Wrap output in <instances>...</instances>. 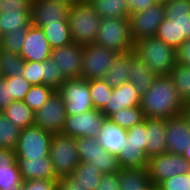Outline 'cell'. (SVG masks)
<instances>
[{
	"instance_id": "cell-36",
	"label": "cell",
	"mask_w": 190,
	"mask_h": 190,
	"mask_svg": "<svg viewBox=\"0 0 190 190\" xmlns=\"http://www.w3.org/2000/svg\"><path fill=\"white\" fill-rule=\"evenodd\" d=\"M20 131V128L16 127L2 112H0V149L15 150Z\"/></svg>"
},
{
	"instance_id": "cell-13",
	"label": "cell",
	"mask_w": 190,
	"mask_h": 190,
	"mask_svg": "<svg viewBox=\"0 0 190 190\" xmlns=\"http://www.w3.org/2000/svg\"><path fill=\"white\" fill-rule=\"evenodd\" d=\"M106 116L101 110L92 109L80 115L66 117L62 134L73 137H97Z\"/></svg>"
},
{
	"instance_id": "cell-28",
	"label": "cell",
	"mask_w": 190,
	"mask_h": 190,
	"mask_svg": "<svg viewBox=\"0 0 190 190\" xmlns=\"http://www.w3.org/2000/svg\"><path fill=\"white\" fill-rule=\"evenodd\" d=\"M2 113L21 130L34 125V112L23 101H13Z\"/></svg>"
},
{
	"instance_id": "cell-16",
	"label": "cell",
	"mask_w": 190,
	"mask_h": 190,
	"mask_svg": "<svg viewBox=\"0 0 190 190\" xmlns=\"http://www.w3.org/2000/svg\"><path fill=\"white\" fill-rule=\"evenodd\" d=\"M83 45L71 42L51 50V58L67 79L81 77Z\"/></svg>"
},
{
	"instance_id": "cell-49",
	"label": "cell",
	"mask_w": 190,
	"mask_h": 190,
	"mask_svg": "<svg viewBox=\"0 0 190 190\" xmlns=\"http://www.w3.org/2000/svg\"><path fill=\"white\" fill-rule=\"evenodd\" d=\"M96 190H120L118 172L102 174Z\"/></svg>"
},
{
	"instance_id": "cell-24",
	"label": "cell",
	"mask_w": 190,
	"mask_h": 190,
	"mask_svg": "<svg viewBox=\"0 0 190 190\" xmlns=\"http://www.w3.org/2000/svg\"><path fill=\"white\" fill-rule=\"evenodd\" d=\"M128 82L139 94H144L153 84L156 74L135 54L129 61Z\"/></svg>"
},
{
	"instance_id": "cell-56",
	"label": "cell",
	"mask_w": 190,
	"mask_h": 190,
	"mask_svg": "<svg viewBox=\"0 0 190 190\" xmlns=\"http://www.w3.org/2000/svg\"><path fill=\"white\" fill-rule=\"evenodd\" d=\"M62 1H65L71 5L80 2V0H62Z\"/></svg>"
},
{
	"instance_id": "cell-43",
	"label": "cell",
	"mask_w": 190,
	"mask_h": 190,
	"mask_svg": "<svg viewBox=\"0 0 190 190\" xmlns=\"http://www.w3.org/2000/svg\"><path fill=\"white\" fill-rule=\"evenodd\" d=\"M22 76L31 85L44 84V61H25Z\"/></svg>"
},
{
	"instance_id": "cell-45",
	"label": "cell",
	"mask_w": 190,
	"mask_h": 190,
	"mask_svg": "<svg viewBox=\"0 0 190 190\" xmlns=\"http://www.w3.org/2000/svg\"><path fill=\"white\" fill-rule=\"evenodd\" d=\"M158 188L159 190H190V177L188 174H178L161 182Z\"/></svg>"
},
{
	"instance_id": "cell-3",
	"label": "cell",
	"mask_w": 190,
	"mask_h": 190,
	"mask_svg": "<svg viewBox=\"0 0 190 190\" xmlns=\"http://www.w3.org/2000/svg\"><path fill=\"white\" fill-rule=\"evenodd\" d=\"M67 19L72 42L83 46L95 43L101 18L90 2L72 4Z\"/></svg>"
},
{
	"instance_id": "cell-53",
	"label": "cell",
	"mask_w": 190,
	"mask_h": 190,
	"mask_svg": "<svg viewBox=\"0 0 190 190\" xmlns=\"http://www.w3.org/2000/svg\"><path fill=\"white\" fill-rule=\"evenodd\" d=\"M182 156L190 163V145L185 149Z\"/></svg>"
},
{
	"instance_id": "cell-52",
	"label": "cell",
	"mask_w": 190,
	"mask_h": 190,
	"mask_svg": "<svg viewBox=\"0 0 190 190\" xmlns=\"http://www.w3.org/2000/svg\"><path fill=\"white\" fill-rule=\"evenodd\" d=\"M178 62L190 67V39L186 40L182 46L177 50Z\"/></svg>"
},
{
	"instance_id": "cell-27",
	"label": "cell",
	"mask_w": 190,
	"mask_h": 190,
	"mask_svg": "<svg viewBox=\"0 0 190 190\" xmlns=\"http://www.w3.org/2000/svg\"><path fill=\"white\" fill-rule=\"evenodd\" d=\"M90 4L100 18L129 19L130 11L126 0H91Z\"/></svg>"
},
{
	"instance_id": "cell-44",
	"label": "cell",
	"mask_w": 190,
	"mask_h": 190,
	"mask_svg": "<svg viewBox=\"0 0 190 190\" xmlns=\"http://www.w3.org/2000/svg\"><path fill=\"white\" fill-rule=\"evenodd\" d=\"M8 84L14 101H23L32 86L22 75L8 77Z\"/></svg>"
},
{
	"instance_id": "cell-50",
	"label": "cell",
	"mask_w": 190,
	"mask_h": 190,
	"mask_svg": "<svg viewBox=\"0 0 190 190\" xmlns=\"http://www.w3.org/2000/svg\"><path fill=\"white\" fill-rule=\"evenodd\" d=\"M57 190H87L72 174L58 179Z\"/></svg>"
},
{
	"instance_id": "cell-57",
	"label": "cell",
	"mask_w": 190,
	"mask_h": 190,
	"mask_svg": "<svg viewBox=\"0 0 190 190\" xmlns=\"http://www.w3.org/2000/svg\"><path fill=\"white\" fill-rule=\"evenodd\" d=\"M156 3H162L165 4L167 3L169 0H154Z\"/></svg>"
},
{
	"instance_id": "cell-4",
	"label": "cell",
	"mask_w": 190,
	"mask_h": 190,
	"mask_svg": "<svg viewBox=\"0 0 190 190\" xmlns=\"http://www.w3.org/2000/svg\"><path fill=\"white\" fill-rule=\"evenodd\" d=\"M95 43L118 54L134 51L135 42L128 19L101 18Z\"/></svg>"
},
{
	"instance_id": "cell-11",
	"label": "cell",
	"mask_w": 190,
	"mask_h": 190,
	"mask_svg": "<svg viewBox=\"0 0 190 190\" xmlns=\"http://www.w3.org/2000/svg\"><path fill=\"white\" fill-rule=\"evenodd\" d=\"M66 117L64 100L55 90L48 101L34 112V125L52 134H58L64 130Z\"/></svg>"
},
{
	"instance_id": "cell-38",
	"label": "cell",
	"mask_w": 190,
	"mask_h": 190,
	"mask_svg": "<svg viewBox=\"0 0 190 190\" xmlns=\"http://www.w3.org/2000/svg\"><path fill=\"white\" fill-rule=\"evenodd\" d=\"M75 140L80 162L88 163L91 158L104 151L97 137H79Z\"/></svg>"
},
{
	"instance_id": "cell-25",
	"label": "cell",
	"mask_w": 190,
	"mask_h": 190,
	"mask_svg": "<svg viewBox=\"0 0 190 190\" xmlns=\"http://www.w3.org/2000/svg\"><path fill=\"white\" fill-rule=\"evenodd\" d=\"M134 55V51L118 54L102 79L112 88L119 87L123 83L128 82L129 61Z\"/></svg>"
},
{
	"instance_id": "cell-9",
	"label": "cell",
	"mask_w": 190,
	"mask_h": 190,
	"mask_svg": "<svg viewBox=\"0 0 190 190\" xmlns=\"http://www.w3.org/2000/svg\"><path fill=\"white\" fill-rule=\"evenodd\" d=\"M53 134L32 125L20 131L15 148L16 158H35L49 156Z\"/></svg>"
},
{
	"instance_id": "cell-10",
	"label": "cell",
	"mask_w": 190,
	"mask_h": 190,
	"mask_svg": "<svg viewBox=\"0 0 190 190\" xmlns=\"http://www.w3.org/2000/svg\"><path fill=\"white\" fill-rule=\"evenodd\" d=\"M147 170L150 182L158 186L173 176L188 174L190 163L182 154L163 153L149 158Z\"/></svg>"
},
{
	"instance_id": "cell-19",
	"label": "cell",
	"mask_w": 190,
	"mask_h": 190,
	"mask_svg": "<svg viewBox=\"0 0 190 190\" xmlns=\"http://www.w3.org/2000/svg\"><path fill=\"white\" fill-rule=\"evenodd\" d=\"M22 183L15 150L0 149V190H19Z\"/></svg>"
},
{
	"instance_id": "cell-17",
	"label": "cell",
	"mask_w": 190,
	"mask_h": 190,
	"mask_svg": "<svg viewBox=\"0 0 190 190\" xmlns=\"http://www.w3.org/2000/svg\"><path fill=\"white\" fill-rule=\"evenodd\" d=\"M51 50L42 28L33 25L27 28V35L20 52L24 61L43 62L51 57Z\"/></svg>"
},
{
	"instance_id": "cell-20",
	"label": "cell",
	"mask_w": 190,
	"mask_h": 190,
	"mask_svg": "<svg viewBox=\"0 0 190 190\" xmlns=\"http://www.w3.org/2000/svg\"><path fill=\"white\" fill-rule=\"evenodd\" d=\"M140 102L141 94L131 82H125L119 87L113 88L109 103L101 111L108 118L111 114L124 108L140 107Z\"/></svg>"
},
{
	"instance_id": "cell-40",
	"label": "cell",
	"mask_w": 190,
	"mask_h": 190,
	"mask_svg": "<svg viewBox=\"0 0 190 190\" xmlns=\"http://www.w3.org/2000/svg\"><path fill=\"white\" fill-rule=\"evenodd\" d=\"M88 163L93 167L96 166L102 174L115 173L120 170L117 155L106 150L91 158Z\"/></svg>"
},
{
	"instance_id": "cell-5",
	"label": "cell",
	"mask_w": 190,
	"mask_h": 190,
	"mask_svg": "<svg viewBox=\"0 0 190 190\" xmlns=\"http://www.w3.org/2000/svg\"><path fill=\"white\" fill-rule=\"evenodd\" d=\"M49 157L58 179L71 175L80 163L75 138L62 133L53 134Z\"/></svg>"
},
{
	"instance_id": "cell-7",
	"label": "cell",
	"mask_w": 190,
	"mask_h": 190,
	"mask_svg": "<svg viewBox=\"0 0 190 190\" xmlns=\"http://www.w3.org/2000/svg\"><path fill=\"white\" fill-rule=\"evenodd\" d=\"M57 91L64 100L67 116L80 115L94 109L89 80L85 78L66 79Z\"/></svg>"
},
{
	"instance_id": "cell-46",
	"label": "cell",
	"mask_w": 190,
	"mask_h": 190,
	"mask_svg": "<svg viewBox=\"0 0 190 190\" xmlns=\"http://www.w3.org/2000/svg\"><path fill=\"white\" fill-rule=\"evenodd\" d=\"M32 0H0V13L31 11Z\"/></svg>"
},
{
	"instance_id": "cell-32",
	"label": "cell",
	"mask_w": 190,
	"mask_h": 190,
	"mask_svg": "<svg viewBox=\"0 0 190 190\" xmlns=\"http://www.w3.org/2000/svg\"><path fill=\"white\" fill-rule=\"evenodd\" d=\"M24 59L20 53L0 49V67L2 77L22 75Z\"/></svg>"
},
{
	"instance_id": "cell-42",
	"label": "cell",
	"mask_w": 190,
	"mask_h": 190,
	"mask_svg": "<svg viewBox=\"0 0 190 190\" xmlns=\"http://www.w3.org/2000/svg\"><path fill=\"white\" fill-rule=\"evenodd\" d=\"M27 35V29L8 32L0 36V49L20 53Z\"/></svg>"
},
{
	"instance_id": "cell-51",
	"label": "cell",
	"mask_w": 190,
	"mask_h": 190,
	"mask_svg": "<svg viewBox=\"0 0 190 190\" xmlns=\"http://www.w3.org/2000/svg\"><path fill=\"white\" fill-rule=\"evenodd\" d=\"M155 3L156 2L154 0H126L130 14L144 11Z\"/></svg>"
},
{
	"instance_id": "cell-6",
	"label": "cell",
	"mask_w": 190,
	"mask_h": 190,
	"mask_svg": "<svg viewBox=\"0 0 190 190\" xmlns=\"http://www.w3.org/2000/svg\"><path fill=\"white\" fill-rule=\"evenodd\" d=\"M127 142L118 154L120 168H147L146 155V118L140 124L127 130Z\"/></svg>"
},
{
	"instance_id": "cell-31",
	"label": "cell",
	"mask_w": 190,
	"mask_h": 190,
	"mask_svg": "<svg viewBox=\"0 0 190 190\" xmlns=\"http://www.w3.org/2000/svg\"><path fill=\"white\" fill-rule=\"evenodd\" d=\"M172 83L177 88L178 93L184 102H190V67L177 62L169 73Z\"/></svg>"
},
{
	"instance_id": "cell-54",
	"label": "cell",
	"mask_w": 190,
	"mask_h": 190,
	"mask_svg": "<svg viewBox=\"0 0 190 190\" xmlns=\"http://www.w3.org/2000/svg\"><path fill=\"white\" fill-rule=\"evenodd\" d=\"M184 114L187 116V118L190 121V102L185 104Z\"/></svg>"
},
{
	"instance_id": "cell-18",
	"label": "cell",
	"mask_w": 190,
	"mask_h": 190,
	"mask_svg": "<svg viewBox=\"0 0 190 190\" xmlns=\"http://www.w3.org/2000/svg\"><path fill=\"white\" fill-rule=\"evenodd\" d=\"M17 164L23 181L25 180H58L53 171L51 158H17Z\"/></svg>"
},
{
	"instance_id": "cell-55",
	"label": "cell",
	"mask_w": 190,
	"mask_h": 190,
	"mask_svg": "<svg viewBox=\"0 0 190 190\" xmlns=\"http://www.w3.org/2000/svg\"><path fill=\"white\" fill-rule=\"evenodd\" d=\"M141 190H159V188L157 185L150 183L146 188H143Z\"/></svg>"
},
{
	"instance_id": "cell-22",
	"label": "cell",
	"mask_w": 190,
	"mask_h": 190,
	"mask_svg": "<svg viewBox=\"0 0 190 190\" xmlns=\"http://www.w3.org/2000/svg\"><path fill=\"white\" fill-rule=\"evenodd\" d=\"M166 119L146 118V155L167 153Z\"/></svg>"
},
{
	"instance_id": "cell-35",
	"label": "cell",
	"mask_w": 190,
	"mask_h": 190,
	"mask_svg": "<svg viewBox=\"0 0 190 190\" xmlns=\"http://www.w3.org/2000/svg\"><path fill=\"white\" fill-rule=\"evenodd\" d=\"M108 119L123 129L128 130L130 127L144 121L145 117L140 107H129L111 114Z\"/></svg>"
},
{
	"instance_id": "cell-29",
	"label": "cell",
	"mask_w": 190,
	"mask_h": 190,
	"mask_svg": "<svg viewBox=\"0 0 190 190\" xmlns=\"http://www.w3.org/2000/svg\"><path fill=\"white\" fill-rule=\"evenodd\" d=\"M32 25L31 11L0 13V36Z\"/></svg>"
},
{
	"instance_id": "cell-47",
	"label": "cell",
	"mask_w": 190,
	"mask_h": 190,
	"mask_svg": "<svg viewBox=\"0 0 190 190\" xmlns=\"http://www.w3.org/2000/svg\"><path fill=\"white\" fill-rule=\"evenodd\" d=\"M58 180H25L20 190H57Z\"/></svg>"
},
{
	"instance_id": "cell-30",
	"label": "cell",
	"mask_w": 190,
	"mask_h": 190,
	"mask_svg": "<svg viewBox=\"0 0 190 190\" xmlns=\"http://www.w3.org/2000/svg\"><path fill=\"white\" fill-rule=\"evenodd\" d=\"M51 49L59 48L72 42L71 30L68 22L49 24L41 27Z\"/></svg>"
},
{
	"instance_id": "cell-37",
	"label": "cell",
	"mask_w": 190,
	"mask_h": 190,
	"mask_svg": "<svg viewBox=\"0 0 190 190\" xmlns=\"http://www.w3.org/2000/svg\"><path fill=\"white\" fill-rule=\"evenodd\" d=\"M55 90L44 84L32 85L23 102L33 111L40 109Z\"/></svg>"
},
{
	"instance_id": "cell-33",
	"label": "cell",
	"mask_w": 190,
	"mask_h": 190,
	"mask_svg": "<svg viewBox=\"0 0 190 190\" xmlns=\"http://www.w3.org/2000/svg\"><path fill=\"white\" fill-rule=\"evenodd\" d=\"M72 175L87 190H96L102 173L89 163L80 162Z\"/></svg>"
},
{
	"instance_id": "cell-2",
	"label": "cell",
	"mask_w": 190,
	"mask_h": 190,
	"mask_svg": "<svg viewBox=\"0 0 190 190\" xmlns=\"http://www.w3.org/2000/svg\"><path fill=\"white\" fill-rule=\"evenodd\" d=\"M134 52L156 75H169L178 62L177 50L155 36L135 42Z\"/></svg>"
},
{
	"instance_id": "cell-15",
	"label": "cell",
	"mask_w": 190,
	"mask_h": 190,
	"mask_svg": "<svg viewBox=\"0 0 190 190\" xmlns=\"http://www.w3.org/2000/svg\"><path fill=\"white\" fill-rule=\"evenodd\" d=\"M167 153L183 154L190 145V121L182 113L166 119Z\"/></svg>"
},
{
	"instance_id": "cell-1",
	"label": "cell",
	"mask_w": 190,
	"mask_h": 190,
	"mask_svg": "<svg viewBox=\"0 0 190 190\" xmlns=\"http://www.w3.org/2000/svg\"><path fill=\"white\" fill-rule=\"evenodd\" d=\"M145 118L168 119L184 113L185 104L169 75H157L152 86L141 95Z\"/></svg>"
},
{
	"instance_id": "cell-14",
	"label": "cell",
	"mask_w": 190,
	"mask_h": 190,
	"mask_svg": "<svg viewBox=\"0 0 190 190\" xmlns=\"http://www.w3.org/2000/svg\"><path fill=\"white\" fill-rule=\"evenodd\" d=\"M71 4L62 0H32V25L44 27L49 24L68 22V11Z\"/></svg>"
},
{
	"instance_id": "cell-34",
	"label": "cell",
	"mask_w": 190,
	"mask_h": 190,
	"mask_svg": "<svg viewBox=\"0 0 190 190\" xmlns=\"http://www.w3.org/2000/svg\"><path fill=\"white\" fill-rule=\"evenodd\" d=\"M89 91L94 109L102 110L112 97L113 88L103 79L89 80Z\"/></svg>"
},
{
	"instance_id": "cell-48",
	"label": "cell",
	"mask_w": 190,
	"mask_h": 190,
	"mask_svg": "<svg viewBox=\"0 0 190 190\" xmlns=\"http://www.w3.org/2000/svg\"><path fill=\"white\" fill-rule=\"evenodd\" d=\"M14 100L11 99L8 77H0V112H3Z\"/></svg>"
},
{
	"instance_id": "cell-12",
	"label": "cell",
	"mask_w": 190,
	"mask_h": 190,
	"mask_svg": "<svg viewBox=\"0 0 190 190\" xmlns=\"http://www.w3.org/2000/svg\"><path fill=\"white\" fill-rule=\"evenodd\" d=\"M164 18L165 8L162 3H155L144 11L130 14L128 21L134 42L154 37Z\"/></svg>"
},
{
	"instance_id": "cell-23",
	"label": "cell",
	"mask_w": 190,
	"mask_h": 190,
	"mask_svg": "<svg viewBox=\"0 0 190 190\" xmlns=\"http://www.w3.org/2000/svg\"><path fill=\"white\" fill-rule=\"evenodd\" d=\"M127 130L111 122L108 118L102 123L98 140L104 150L109 153L118 154L125 147L127 142Z\"/></svg>"
},
{
	"instance_id": "cell-58",
	"label": "cell",
	"mask_w": 190,
	"mask_h": 190,
	"mask_svg": "<svg viewBox=\"0 0 190 190\" xmlns=\"http://www.w3.org/2000/svg\"><path fill=\"white\" fill-rule=\"evenodd\" d=\"M91 0H80V2H90Z\"/></svg>"
},
{
	"instance_id": "cell-8",
	"label": "cell",
	"mask_w": 190,
	"mask_h": 190,
	"mask_svg": "<svg viewBox=\"0 0 190 190\" xmlns=\"http://www.w3.org/2000/svg\"><path fill=\"white\" fill-rule=\"evenodd\" d=\"M118 53L96 43L83 46L81 78L102 79Z\"/></svg>"
},
{
	"instance_id": "cell-39",
	"label": "cell",
	"mask_w": 190,
	"mask_h": 190,
	"mask_svg": "<svg viewBox=\"0 0 190 190\" xmlns=\"http://www.w3.org/2000/svg\"><path fill=\"white\" fill-rule=\"evenodd\" d=\"M155 37L164 41L167 45L178 50L186 39H178V28L177 25L173 23V20H168L164 18L162 23L157 29Z\"/></svg>"
},
{
	"instance_id": "cell-21",
	"label": "cell",
	"mask_w": 190,
	"mask_h": 190,
	"mask_svg": "<svg viewBox=\"0 0 190 190\" xmlns=\"http://www.w3.org/2000/svg\"><path fill=\"white\" fill-rule=\"evenodd\" d=\"M165 18L178 28V39H190V0H169L164 4Z\"/></svg>"
},
{
	"instance_id": "cell-41",
	"label": "cell",
	"mask_w": 190,
	"mask_h": 190,
	"mask_svg": "<svg viewBox=\"0 0 190 190\" xmlns=\"http://www.w3.org/2000/svg\"><path fill=\"white\" fill-rule=\"evenodd\" d=\"M66 79L51 57L44 60V85L58 90Z\"/></svg>"
},
{
	"instance_id": "cell-26",
	"label": "cell",
	"mask_w": 190,
	"mask_h": 190,
	"mask_svg": "<svg viewBox=\"0 0 190 190\" xmlns=\"http://www.w3.org/2000/svg\"><path fill=\"white\" fill-rule=\"evenodd\" d=\"M118 180L120 190H141L151 183L147 168H120Z\"/></svg>"
}]
</instances>
